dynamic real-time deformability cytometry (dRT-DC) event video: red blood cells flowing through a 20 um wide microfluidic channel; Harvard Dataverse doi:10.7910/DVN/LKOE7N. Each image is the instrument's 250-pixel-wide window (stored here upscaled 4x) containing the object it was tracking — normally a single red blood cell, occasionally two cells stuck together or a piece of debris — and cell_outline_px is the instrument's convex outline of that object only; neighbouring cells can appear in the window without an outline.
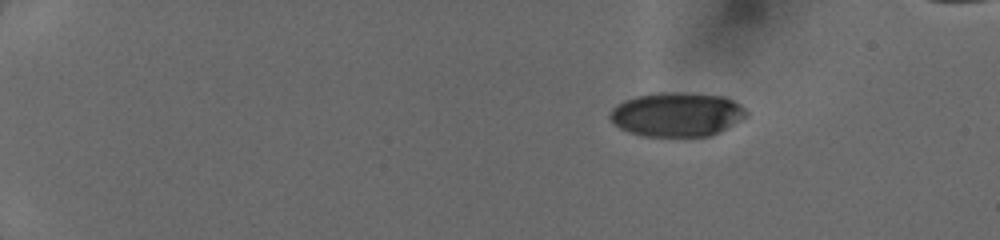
{"species": "human", "species_latin": "Homo sapiens", "temperature_condition": "cold", "stored_images_in_passage": 4, "camera_frame_rate_fps": 3000, "um_per_image_px": 0.085, "donor": {"sex": "female"}, "frame": {"image": 1, "passage_image": 1, "time_ms": 0.0, "image_size_px": [1000, 240], "cell_outline_px": [[748, 116], [728, 128], [712, 136], [688, 140], [680, 140], [644, 136], [620, 128], [608, 116], [612, 108], [624, 100], [636, 96], [660, 92], [684, 92], [724, 96], [740, 104], [748, 112]], "centroid_in_image_um": [57.58, 9.78], "position_along_channel_um": 27.4, "area_um2": 36.3}}